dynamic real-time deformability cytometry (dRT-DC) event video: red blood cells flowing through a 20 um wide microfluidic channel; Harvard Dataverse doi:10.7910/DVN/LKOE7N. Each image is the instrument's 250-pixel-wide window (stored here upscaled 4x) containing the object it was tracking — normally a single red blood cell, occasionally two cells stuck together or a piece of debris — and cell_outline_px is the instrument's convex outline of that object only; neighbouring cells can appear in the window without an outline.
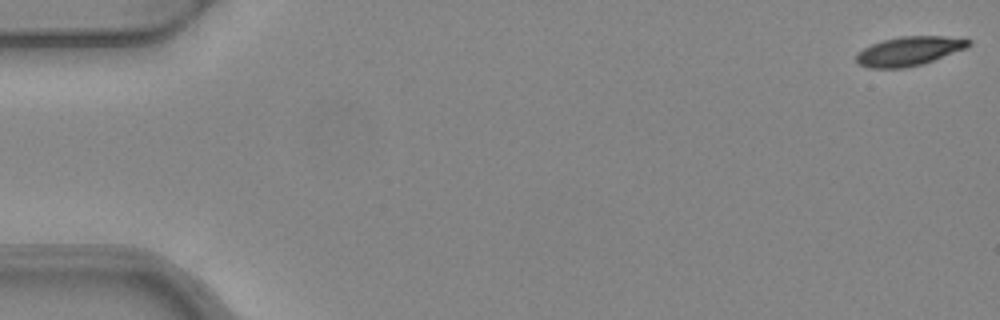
{"species": "common noctule bat (a hibernating species)", "species_latin": "Nyctalus noctula", "temperature_condition": "warm", "stored_images_in_passage": 5, "camera_frame_rate_fps": 3000, "um_per_image_px": 0.085, "animal": {"sex": "female", "body_mass_g": 24.6, "forearm_length_mm": 56.2}, "frame": {"image": 1, "passage_image": 1, "time_ms": 0.0, "image_size_px": [1000, 320], "cell_outline_px": [[972, 44], [968, 48], [924, 64], [904, 68], [868, 68], [856, 64], [856, 52], [872, 44], [884, 40], [900, 36], [944, 36], [972, 40]], "centroid_in_image_um": [77.28, 4.35], "position_along_channel_um": 7.7, "area_um2": 19.36}}
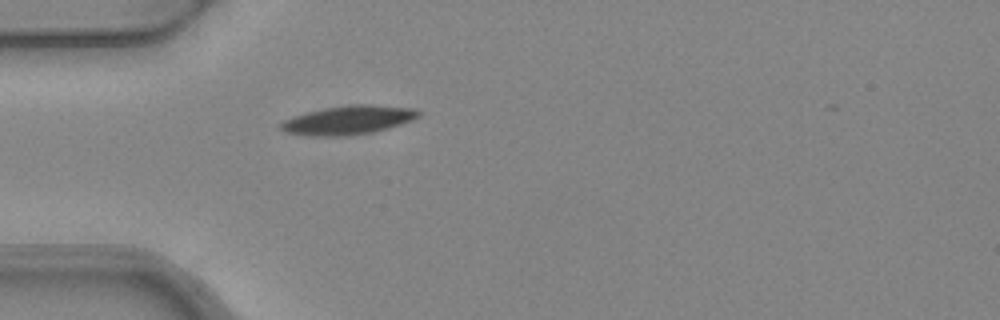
{"frame": {"image": 2, "passage_image": 5, "time_ms": 1.333, "image_size_px": [1000, 320], "cell_outline_px": [[424, 112], [420, 116], [412, 120], [388, 128], [372, 132], [340, 136], [316, 136], [288, 132], [280, 128], [280, 124], [284, 120], [292, 116], [308, 112], [328, 108], [352, 104], [372, 104], [412, 108]], "centroid_in_image_um": [29.66, 10.19], "position_along_channel_um": 55.3, "area_um2": 22.83}}